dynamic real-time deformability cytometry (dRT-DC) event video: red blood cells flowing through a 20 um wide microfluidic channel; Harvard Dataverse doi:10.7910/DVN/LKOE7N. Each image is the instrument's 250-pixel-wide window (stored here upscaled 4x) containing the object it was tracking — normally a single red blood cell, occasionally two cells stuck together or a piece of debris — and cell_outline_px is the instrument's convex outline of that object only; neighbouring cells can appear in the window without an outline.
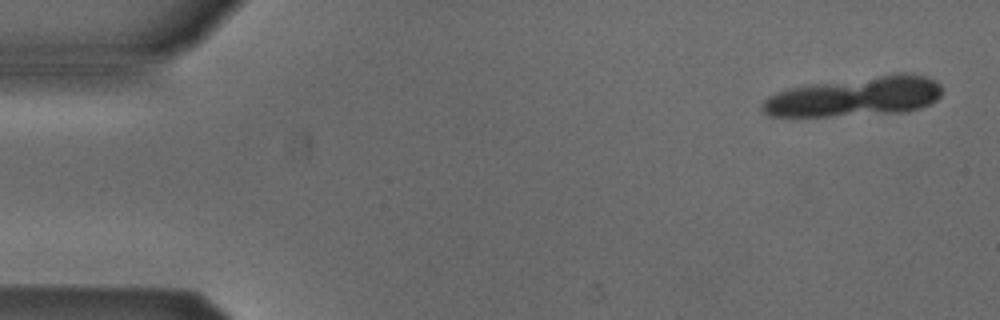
{"species": "Egyptian fruit bat (a non-hibernating species)", "species_latin": "Rousettus aegyptiacus", "temperature_condition": "cold", "stored_images_in_passage": 4, "camera_frame_rate_fps": 3000, "um_per_image_px": 0.085, "animal": {"sex": "male"}, "frame": {"image": 1, "passage_image": 1, "time_ms": 0.0, "image_size_px": [1000, 320], "cell_outline_px": [[940, 96], [936, 100], [920, 108], [908, 112], [832, 116], [768, 116], [760, 108], [760, 104], [768, 96], [776, 92], [808, 84], [900, 72], [904, 72], [924, 76], [936, 80], [940, 84]], "centroid_in_image_um": [72.68, 8.2], "position_along_channel_um": 12.3, "area_um2": 41.79}}